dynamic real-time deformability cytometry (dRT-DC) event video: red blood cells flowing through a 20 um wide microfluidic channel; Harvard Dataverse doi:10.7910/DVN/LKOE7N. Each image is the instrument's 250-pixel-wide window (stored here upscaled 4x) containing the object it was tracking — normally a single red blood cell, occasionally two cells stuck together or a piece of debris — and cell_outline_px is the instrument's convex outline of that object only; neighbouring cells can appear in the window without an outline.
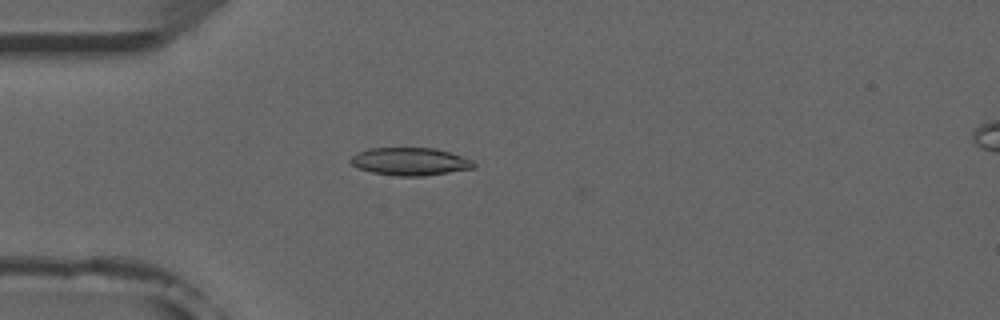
{"species": "common noctule bat (a hibernating species)", "species_latin": "Nyctalus noctula", "temperature_condition": "room temperature", "stored_images_in_passage": 6, "camera_frame_rate_fps": 3000, "um_per_image_px": 0.085, "animal": {"sex": "male", "forearm_length_mm": 52.5}, "frame": {"image": 1, "passage_image": 5, "time_ms": 5.333, "image_size_px": [1000, 320], "cell_outline_px": [[476, 168], [424, 176], [396, 176], [372, 172], [356, 168], [348, 160], [356, 152], [368, 148], [436, 148], [472, 160], [476, 164]], "centroid_in_image_um": [34.82, 13.73], "position_along_channel_um": 50.2, "area_um2": 20.06}}